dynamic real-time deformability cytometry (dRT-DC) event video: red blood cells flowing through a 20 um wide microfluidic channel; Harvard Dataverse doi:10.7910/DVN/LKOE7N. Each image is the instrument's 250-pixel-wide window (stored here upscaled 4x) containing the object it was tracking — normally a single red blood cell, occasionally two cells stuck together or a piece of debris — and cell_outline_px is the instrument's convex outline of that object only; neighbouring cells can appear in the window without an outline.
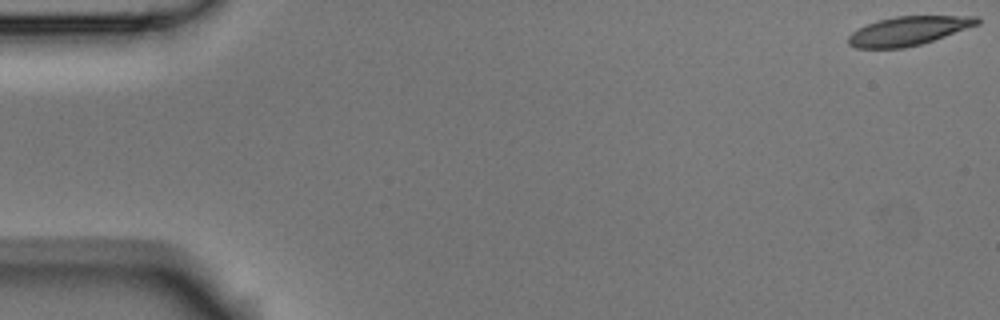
{"species": "Egyptian fruit bat (a non-hibernating species)", "species_latin": "Rousettus aegyptiacus", "temperature_condition": "room temperature", "stored_images_in_passage": 4, "camera_frame_rate_fps": 3000, "um_per_image_px": 0.085, "animal": {"sex": "male"}, "frame": {"image": 1, "passage_image": 1, "time_ms": 0.0, "image_size_px": [1000, 320], "cell_outline_px": [[980, 24], [920, 44], [904, 48], [856, 48], [848, 44], [848, 36], [852, 32], [868, 24], [880, 20], [896, 16], [980, 16]], "centroid_in_image_um": [77.22, 2.62], "position_along_channel_um": 7.8, "area_um2": 21.44}}
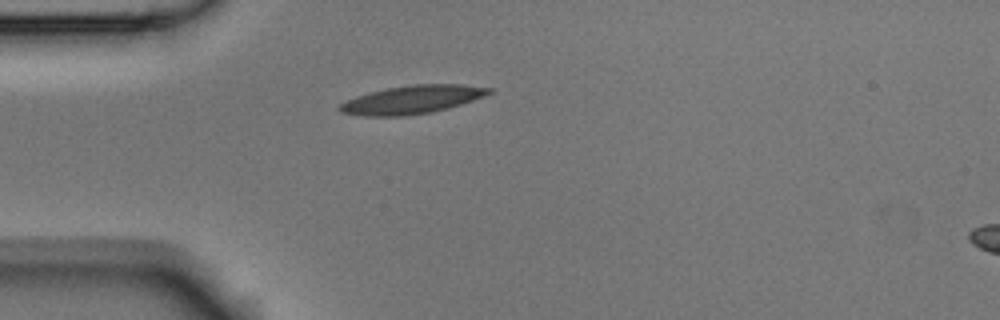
{"frame": {"image": 2, "passage_image": 4, "time_ms": 1.0, "image_size_px": [1000, 320], "cell_outline_px": [[492, 92], [484, 96], [448, 108], [432, 112], [400, 116], [364, 116], [340, 112], [336, 108], [340, 104], [356, 96], [388, 88], [412, 84], [460, 84], [492, 88]], "centroid_in_image_um": [35.02, 8.47], "position_along_channel_um": 50.0, "area_um2": 24.33}}